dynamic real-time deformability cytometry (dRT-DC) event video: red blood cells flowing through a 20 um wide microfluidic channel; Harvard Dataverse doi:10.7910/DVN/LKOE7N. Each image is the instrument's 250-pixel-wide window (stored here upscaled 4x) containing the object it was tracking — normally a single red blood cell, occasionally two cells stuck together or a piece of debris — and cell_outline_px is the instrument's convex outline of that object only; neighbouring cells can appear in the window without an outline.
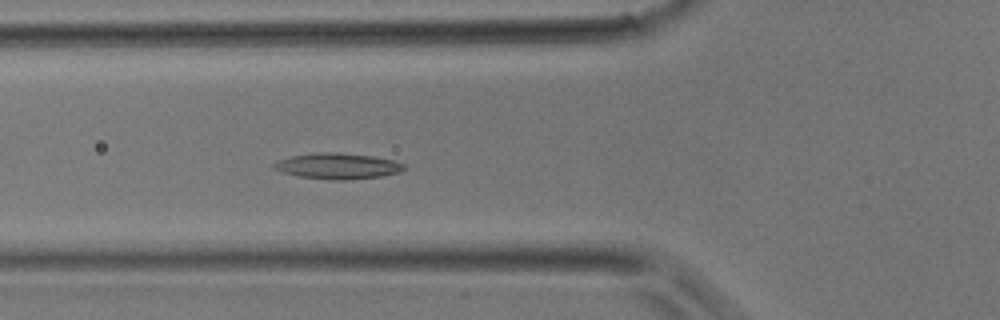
{"species": "common noctule bat (a hibernating species)", "species_latin": "Nyctalus noctula", "temperature_condition": "room temperature", "stored_images_in_passage": 30, "camera_frame_rate_fps": 3000, "um_per_image_px": 0.085, "animal": {"sex": "male", "body_mass_g": 17.9}, "frame": {"image": 1, "passage_image": 7, "time_ms": 2.0, "image_size_px": [1000, 320], "cell_outline_px": [[404, 168], [400, 172], [380, 176], [344, 180], [332, 180], [300, 176], [284, 172], [272, 168], [272, 164], [280, 160], [292, 156], [316, 152], [340, 152], [372, 156], [392, 160], [404, 164]], "centroid_in_image_um": [28.69, 14.1], "position_along_channel_um": 97.1, "area_um2": 19.36}}
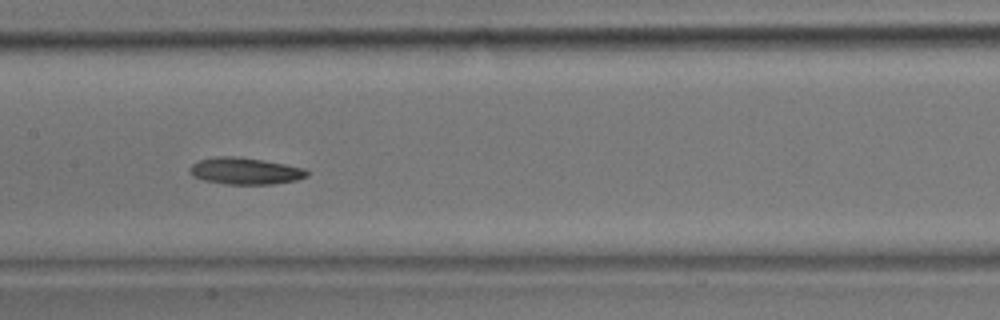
{"frame": {"image": 2, "passage_image": 12, "time_ms": 3.667, "image_size_px": [1000, 320], "cell_outline_px": [[308, 176], [296, 180], [272, 184], [224, 184], [204, 180], [192, 176], [188, 172], [188, 168], [192, 164], [200, 160], [220, 156], [236, 156], [264, 160], [304, 168], [308, 172]], "centroid_in_image_um": [20.81, 14.54], "position_along_channel_um": 186.6, "area_um2": 18.26}}
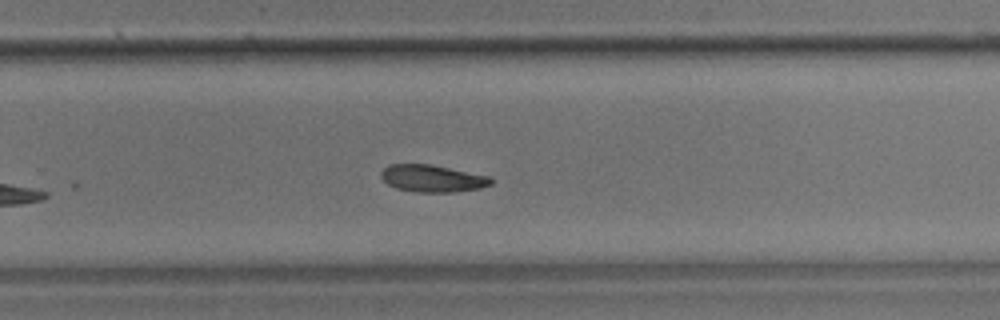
{"frame": {"image": 3, "passage_image": 18, "time_ms": 5.667, "image_size_px": [1000, 320], "cell_outline_px": [[492, 184], [480, 188], [456, 192], [416, 192], [396, 188], [388, 184], [380, 176], [380, 172], [388, 164], [428, 164], [488, 176], [492, 180]], "centroid_in_image_um": [36.71, 15.17], "position_along_channel_um": 293.1, "area_um2": 17.22}}